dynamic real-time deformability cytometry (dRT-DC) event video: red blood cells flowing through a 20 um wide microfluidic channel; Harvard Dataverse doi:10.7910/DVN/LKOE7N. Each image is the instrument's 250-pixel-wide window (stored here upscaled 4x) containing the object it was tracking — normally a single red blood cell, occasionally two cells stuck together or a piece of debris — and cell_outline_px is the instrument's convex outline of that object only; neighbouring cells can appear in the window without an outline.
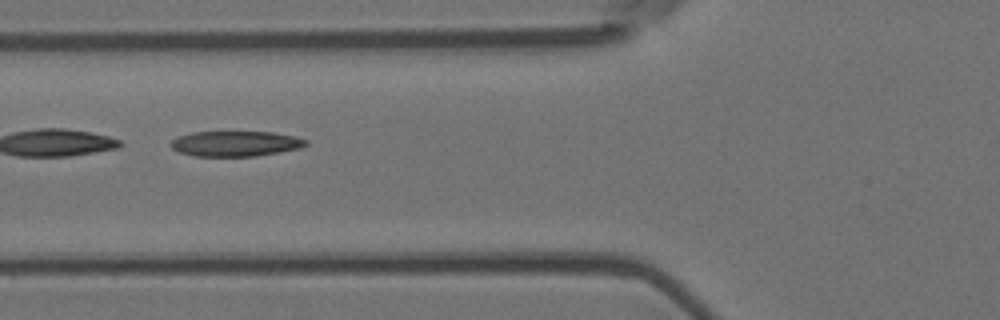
{"species": "Egyptian fruit bat (a non-hibernating species)", "species_latin": "Rousettus aegyptiacus", "temperature_condition": "room temperature", "stored_images_in_passage": 5, "camera_frame_rate_fps": 3000, "um_per_image_px": 0.085, "animal": {"sex": "female"}, "frame": {"image": 1, "passage_image": 3, "time_ms": 0.667, "image_size_px": [1000, 320], "cell_outline_px": [[308, 144], [300, 148], [280, 152], [256, 156], [192, 156], [180, 152], [172, 148], [168, 144], [176, 136], [192, 132], [272, 132], [296, 136], [308, 140]], "centroid_in_image_um": [20.01, 12.21], "position_along_channel_um": 105.8, "area_um2": 20.11}}
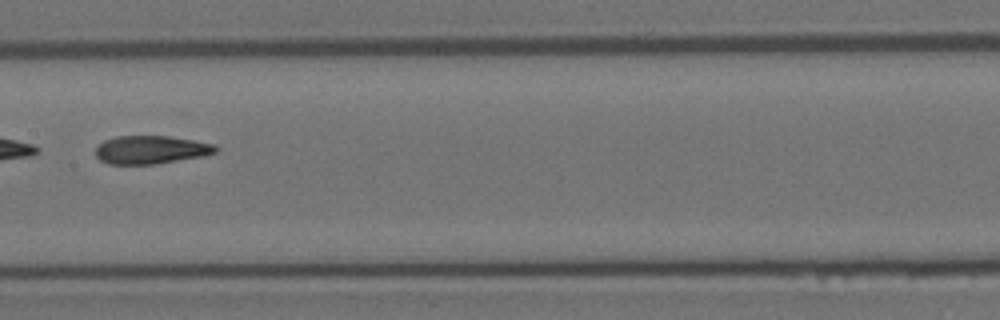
{"frame": {"image": 2, "passage_image": 5, "time_ms": 1.333, "image_size_px": [1000, 320], "cell_outline_px": [[220, 148], [216, 152], [204, 156], [152, 164], [108, 164], [100, 160], [96, 156], [96, 148], [104, 140], [116, 136], [168, 136], [216, 144]], "centroid_in_image_um": [12.84, 12.72], "position_along_channel_um": 194.6, "area_um2": 19.71}}